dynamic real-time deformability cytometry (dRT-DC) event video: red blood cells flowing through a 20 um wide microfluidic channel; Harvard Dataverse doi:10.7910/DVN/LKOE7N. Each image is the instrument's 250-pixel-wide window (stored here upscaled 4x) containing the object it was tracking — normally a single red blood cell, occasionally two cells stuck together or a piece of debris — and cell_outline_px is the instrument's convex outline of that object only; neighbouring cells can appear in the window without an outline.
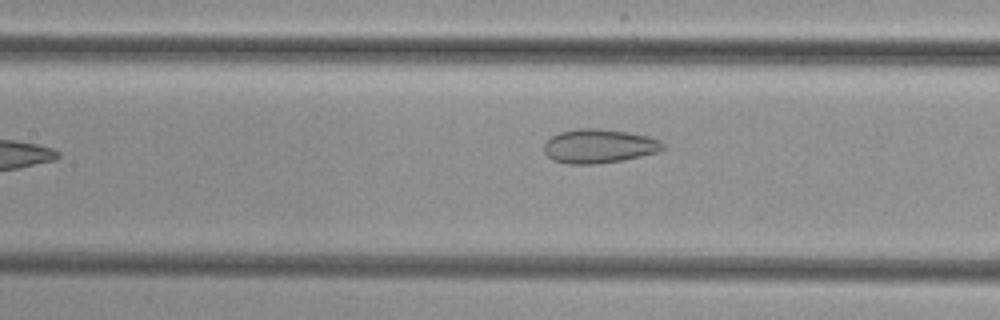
{"species": "common noctule bat (a hibernating species)", "species_latin": "Nyctalus noctula", "temperature_condition": "cold", "stored_images_in_passage": 7, "camera_frame_rate_fps": 3000, "um_per_image_px": 0.085, "animal": {"sex": "female", "body_mass_g": 29.2, "forearm_length_mm": 56.3}, "frame": {"image": 1, "passage_image": 6, "time_ms": 6.0, "image_size_px": [1000, 320], "cell_outline_px": [[664, 148], [660, 152], [624, 160], [596, 164], [568, 164], [552, 160], [544, 152], [544, 144], [552, 136], [560, 132], [580, 128], [596, 128], [628, 132], [648, 136], [660, 140], [664, 144]], "centroid_in_image_um": [50.93, 12.43], "position_along_channel_um": 156.5, "area_um2": 23.7}}